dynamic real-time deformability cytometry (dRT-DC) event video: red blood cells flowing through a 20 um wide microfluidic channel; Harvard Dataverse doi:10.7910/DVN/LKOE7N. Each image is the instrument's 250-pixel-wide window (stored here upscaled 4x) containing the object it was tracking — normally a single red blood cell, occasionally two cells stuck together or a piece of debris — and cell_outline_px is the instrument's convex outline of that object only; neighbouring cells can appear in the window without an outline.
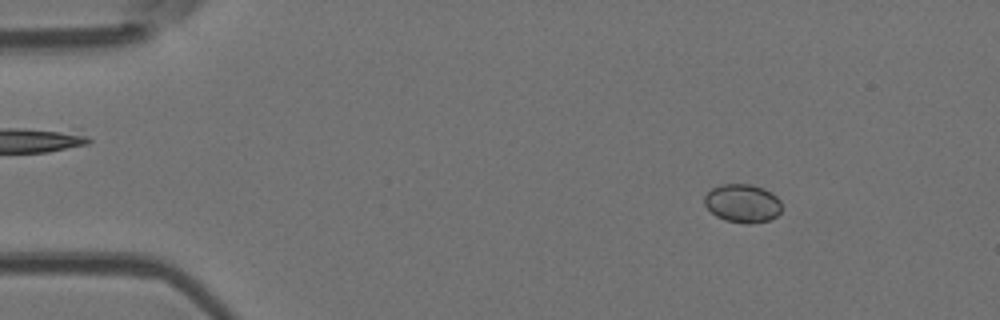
{"species": "Egyptian fruit bat (a non-hibernating species)", "species_latin": "Rousettus aegyptiacus", "temperature_condition": "room temperature", "stored_images_in_passage": 8, "camera_frame_rate_fps": 3000, "um_per_image_px": 0.085, "animal": {"sex": "female"}, "frame": {"image": 1, "passage_image": 2, "time_ms": 1.0, "image_size_px": [1000, 320], "cell_outline_px": [[780, 212], [776, 216], [768, 220], [748, 224], [724, 220], [716, 216], [704, 204], [704, 196], [712, 188], [720, 184], [752, 184], [764, 188], [772, 192], [780, 200]], "centroid_in_image_um": [63.11, 17.27], "position_along_channel_um": 21.9, "area_um2": 17.34}}
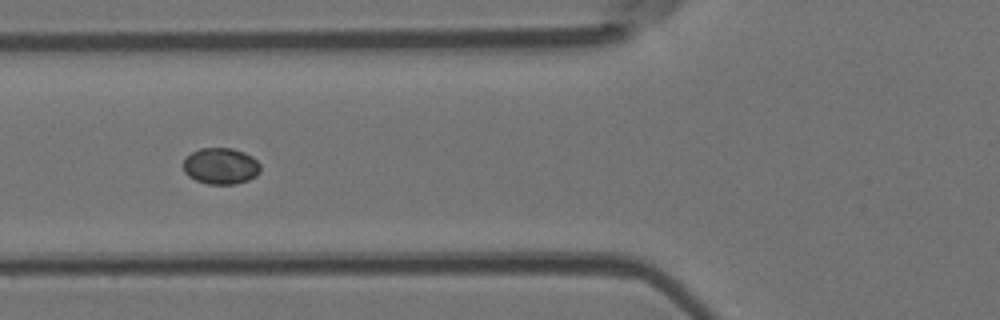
{"frame": {"image": 2, "passage_image": 5, "time_ms": 5.333, "image_size_px": [1000, 320], "cell_outline_px": [[260, 172], [256, 176], [248, 180], [236, 184], [208, 184], [196, 180], [188, 176], [184, 172], [184, 156], [200, 148], [232, 148], [244, 152], [252, 156], [260, 164]], "centroid_in_image_um": [18.76, 14.11], "position_along_channel_um": 107.0, "area_um2": 16.47}}
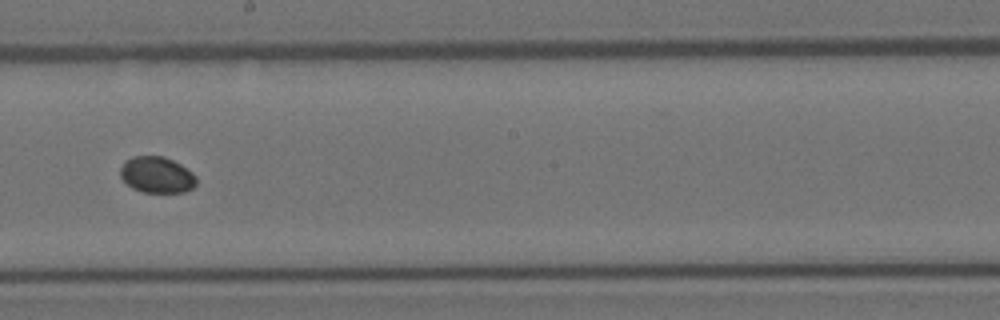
{"frame": {"image": 3, "passage_image": 8, "time_ms": 8.667, "image_size_px": [1000, 320], "cell_outline_px": [[196, 184], [192, 188], [184, 192], [144, 192], [132, 188], [120, 176], [120, 168], [124, 160], [132, 156], [164, 156], [180, 164], [192, 172], [196, 176]], "centroid_in_image_um": [13.32, 14.85], "position_along_channel_um": 234.9, "area_um2": 16.07}}